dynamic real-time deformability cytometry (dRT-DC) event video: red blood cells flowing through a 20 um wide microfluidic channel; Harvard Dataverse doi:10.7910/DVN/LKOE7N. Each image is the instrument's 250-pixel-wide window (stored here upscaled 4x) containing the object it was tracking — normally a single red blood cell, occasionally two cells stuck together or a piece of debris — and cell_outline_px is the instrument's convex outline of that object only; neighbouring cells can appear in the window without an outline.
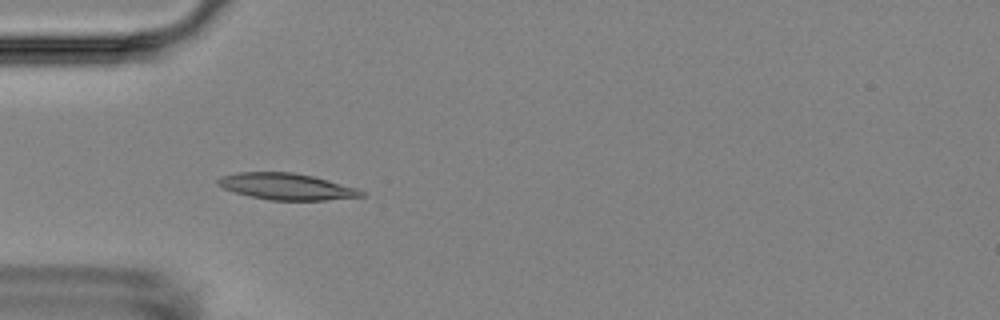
{"species": "Egyptian fruit bat (a non-hibernating species)", "species_latin": "Rousettus aegyptiacus", "temperature_condition": "room temperature", "stored_images_in_passage": 2, "camera_frame_rate_fps": 3000, "um_per_image_px": 0.085, "animal": {"sex": "female"}, "frame": {"image": 1, "passage_image": 1, "time_ms": 0.0, "image_size_px": [1000, 320], "cell_outline_px": [[368, 196], [324, 200], [272, 200], [252, 196], [236, 192], [224, 188], [216, 184], [216, 180], [220, 176], [236, 172], [292, 172], [312, 176], [328, 180], [356, 188], [364, 192]], "centroid_in_image_um": [24.35, 15.85], "position_along_channel_um": 60.7, "area_um2": 21.96}}